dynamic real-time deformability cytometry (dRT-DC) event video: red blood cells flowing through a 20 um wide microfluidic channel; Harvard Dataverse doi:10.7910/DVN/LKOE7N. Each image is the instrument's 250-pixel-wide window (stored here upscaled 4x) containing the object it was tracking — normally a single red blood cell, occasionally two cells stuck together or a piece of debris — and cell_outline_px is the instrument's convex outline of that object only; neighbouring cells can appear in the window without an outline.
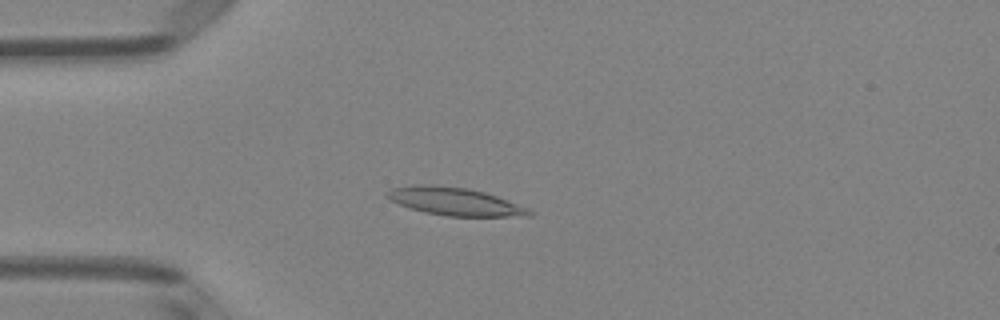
{"species": "Egyptian fruit bat (a non-hibernating species)", "species_latin": "Rousettus aegyptiacus", "temperature_condition": "room temperature", "stored_images_in_passage": 50, "camera_frame_rate_fps": 3000, "um_per_image_px": 0.085, "animal": {"sex": "female"}, "frame": {"image": 1, "passage_image": 13, "time_ms": 4.0, "image_size_px": [1000, 320], "cell_outline_px": [[536, 212], [532, 216], [448, 216], [424, 212], [408, 208], [388, 200], [384, 196], [392, 188], [412, 184], [432, 184], [468, 188], [484, 192], [496, 196], [528, 208]], "centroid_in_image_um": [38.62, 17.12], "position_along_channel_um": 46.4, "area_um2": 23.29}}
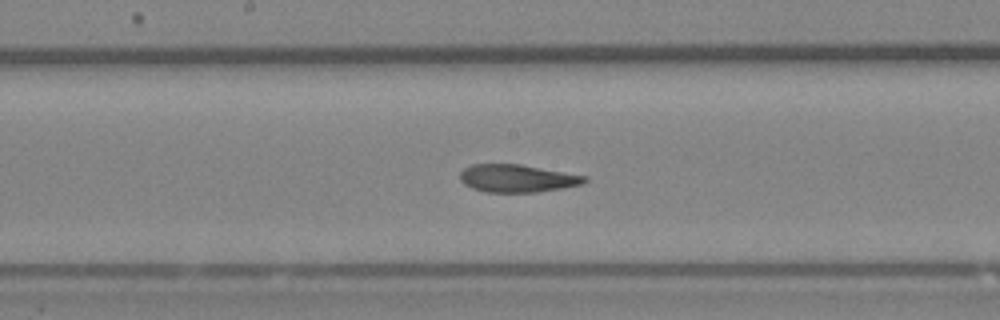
{"frame": {"image": 2, "passage_image": 26, "time_ms": 8.333, "image_size_px": [1000, 320], "cell_outline_px": [[588, 180], [584, 184], [536, 192], [484, 192], [472, 188], [464, 184], [460, 180], [460, 172], [464, 168], [472, 164], [520, 164], [588, 176]], "centroid_in_image_um": [43.96, 15.16], "position_along_channel_um": 204.2, "area_um2": 20.17}}
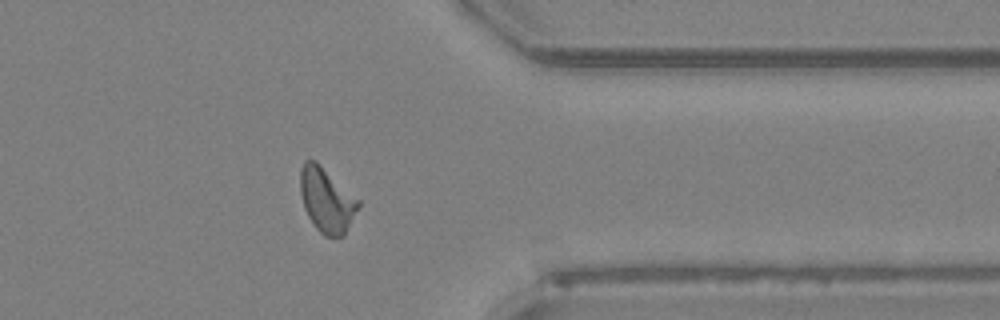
{"frame": {"image": 3, "passage_image": 40, "time_ms": 13.0, "image_size_px": [1000, 320], "cell_outline_px": [[360, 204], [344, 236], [324, 236], [316, 228], [308, 216], [304, 208], [300, 192], [300, 168], [304, 160], [316, 160], [360, 200]], "centroid_in_image_um": [27.75, 16.98], "position_along_channel_um": 383.6, "area_um2": 21.85}, "authors_computed_cell_mechanics": {"area_um2": 20.9236, "velocity_mm_per_s": 4.0607, "shape_relaxation_time_tau1_ms": 7.5702, "shape_relaxation_time_tau2_ms": 1.8597, "deformation_change_tau1": 0.2351, "deformation_change_tau2": 0.0883}}